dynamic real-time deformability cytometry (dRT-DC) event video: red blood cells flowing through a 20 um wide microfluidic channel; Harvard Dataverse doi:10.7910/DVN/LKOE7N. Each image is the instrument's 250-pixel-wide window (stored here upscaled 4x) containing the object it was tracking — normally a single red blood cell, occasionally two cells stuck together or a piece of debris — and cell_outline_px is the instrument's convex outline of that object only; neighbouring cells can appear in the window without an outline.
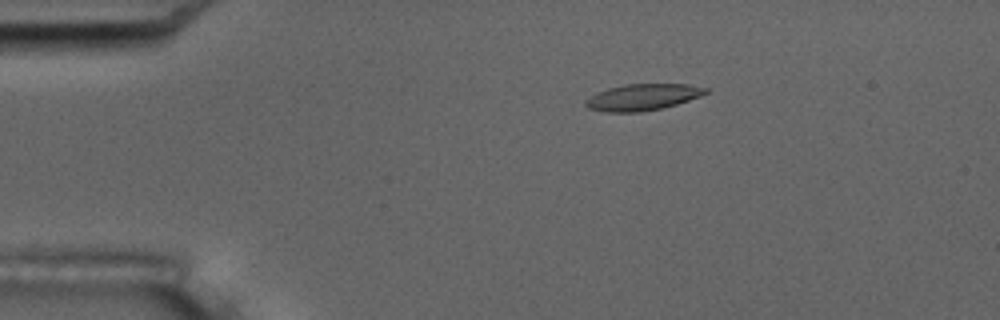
{"species": "common noctule bat (a hibernating species)", "species_latin": "Nyctalus noctula", "temperature_condition": "room temperature", "stored_images_in_passage": 6, "camera_frame_rate_fps": 3000, "um_per_image_px": 0.085, "animal": {"sex": "male", "body_mass_g": 17.5, "forearm_length_mm": 52.3}, "frame": {"image": 1, "passage_image": 3, "time_ms": 2.333, "image_size_px": [1000, 320], "cell_outline_px": [[708, 92], [700, 96], [676, 104], [660, 108], [640, 112], [604, 112], [588, 108], [584, 104], [584, 100], [596, 92], [608, 88], [624, 84], [688, 84], [708, 88]], "centroid_in_image_um": [54.58, 8.25], "position_along_channel_um": 30.4, "area_um2": 18.5}}
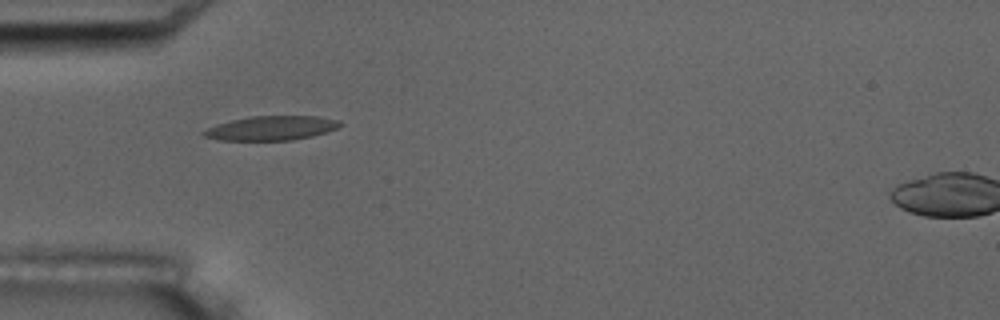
{"frame": {"image": 2, "passage_image": 5, "time_ms": 4.667, "image_size_px": [1000, 320], "cell_outline_px": [[344, 124], [336, 128], [312, 136], [292, 140], [216, 140], [204, 136], [200, 132], [216, 124], [232, 120], [252, 116], [316, 116], [340, 120]], "centroid_in_image_um": [23.05, 10.89], "position_along_channel_um": 62.0, "area_um2": 19.25}}